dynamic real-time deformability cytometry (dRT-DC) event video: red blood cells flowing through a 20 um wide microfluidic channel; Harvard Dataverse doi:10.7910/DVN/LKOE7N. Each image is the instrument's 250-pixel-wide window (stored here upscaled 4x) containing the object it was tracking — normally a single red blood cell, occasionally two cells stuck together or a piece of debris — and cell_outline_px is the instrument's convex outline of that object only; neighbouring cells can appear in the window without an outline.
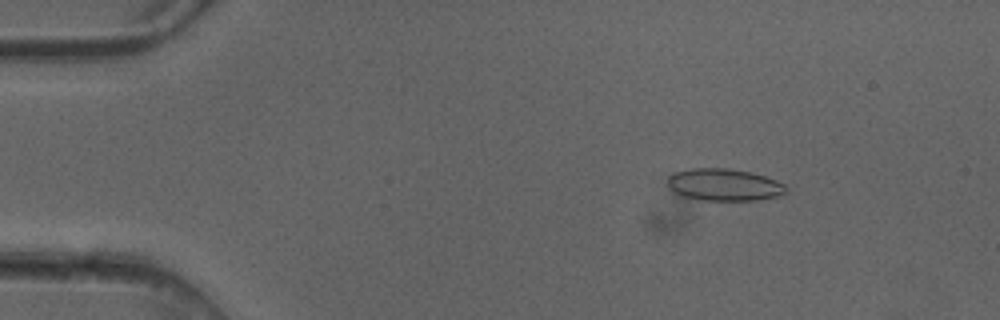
{"species": "common noctule bat (a hibernating species)", "species_latin": "Nyctalus noctula", "temperature_condition": "cold", "stored_images_in_passage": 4, "camera_frame_rate_fps": 3000, "um_per_image_px": 0.085, "animal": {"sex": "female"}, "frame": {"image": 1, "passage_image": 2, "time_ms": 0.333, "image_size_px": [1000, 320], "cell_outline_px": [[788, 192], [780, 196], [756, 200], [704, 200], [684, 196], [676, 192], [668, 184], [668, 176], [676, 172], [692, 168], [728, 168], [752, 172], [776, 180], [784, 184], [788, 188]], "centroid_in_image_um": [61.62, 15.7], "position_along_channel_um": 23.4, "area_um2": 22.08}}